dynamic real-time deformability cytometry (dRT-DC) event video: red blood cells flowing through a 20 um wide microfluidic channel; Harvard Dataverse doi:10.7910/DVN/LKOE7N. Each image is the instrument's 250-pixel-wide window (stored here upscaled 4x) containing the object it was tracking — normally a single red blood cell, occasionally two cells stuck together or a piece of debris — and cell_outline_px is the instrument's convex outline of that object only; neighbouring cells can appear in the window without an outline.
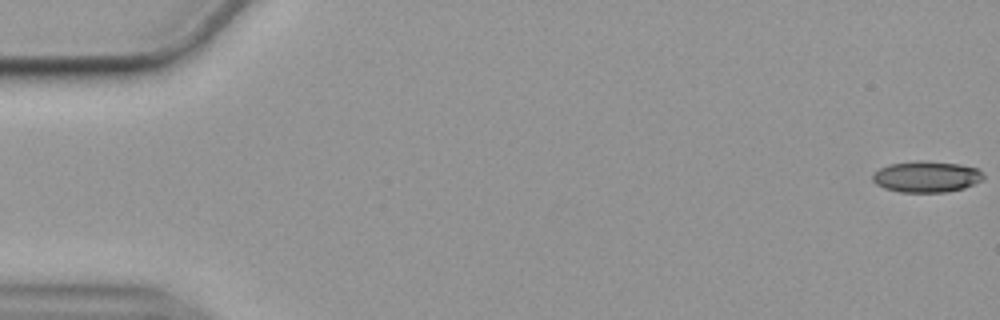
{"species": "common noctule bat (a hibernating species)", "species_latin": "Nyctalus noctula", "temperature_condition": "cold", "stored_images_in_passage": 57, "camera_frame_rate_fps": 3000, "um_per_image_px": 0.085, "animal": {"sex": "female", "body_mass_g": 19.9}, "frame": {"image": 1, "passage_image": 1, "time_ms": 0.0, "image_size_px": [1000, 320], "cell_outline_px": [[984, 180], [964, 188], [948, 192], [900, 192], [884, 188], [876, 184], [872, 180], [872, 172], [888, 164], [916, 160], [928, 160], [960, 164], [980, 168], [984, 176]], "centroid_in_image_um": [78.76, 15.0], "position_along_channel_um": 6.2, "area_um2": 20.63}}
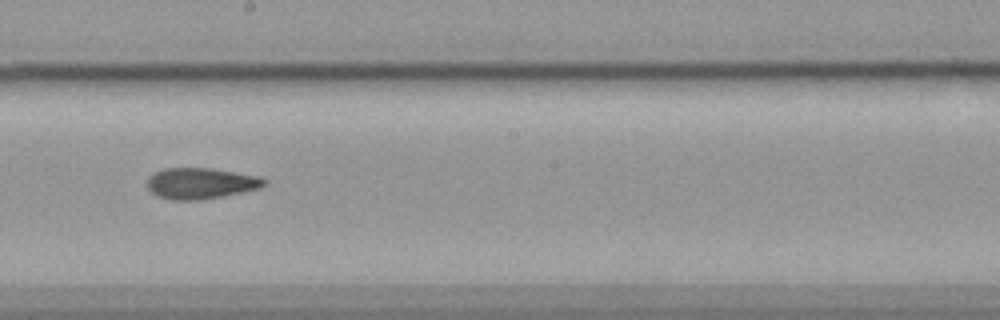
{"frame": {"image": 2, "passage_image": 32, "time_ms": 10.333, "image_size_px": [1000, 320], "cell_outline_px": [[264, 184], [260, 188], [204, 200], [168, 200], [156, 196], [148, 188], [148, 176], [164, 168], [208, 168], [260, 176], [264, 180]], "centroid_in_image_um": [17.02, 15.59], "position_along_channel_um": 231.2, "area_um2": 21.1}}
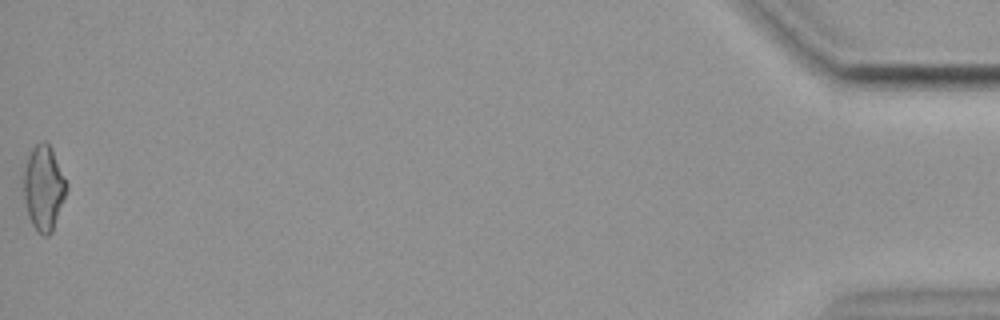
{"frame": {"image": 3, "passage_image": 57, "time_ms": 18.667, "image_size_px": [1000, 320], "cell_outline_px": [[68, 188], [52, 232], [48, 236], [44, 236], [36, 232], [28, 216], [24, 200], [20, 176], [28, 156], [32, 148], [40, 140], [44, 140], [52, 148], [68, 184]], "centroid_in_image_um": [3.67, 15.96], "position_along_channel_um": 431.5, "area_um2": 21.91}, "authors_computed_cell_mechanics": {"area_um2": 20.6924, "velocity_mm_per_s": 3.5738, "shape_relaxation_time_tau1_ms": null, "shape_relaxation_time_tau2_ms": 6.831, "deformation_change_tau1": null, "deformation_change_tau2": 0.1559}}